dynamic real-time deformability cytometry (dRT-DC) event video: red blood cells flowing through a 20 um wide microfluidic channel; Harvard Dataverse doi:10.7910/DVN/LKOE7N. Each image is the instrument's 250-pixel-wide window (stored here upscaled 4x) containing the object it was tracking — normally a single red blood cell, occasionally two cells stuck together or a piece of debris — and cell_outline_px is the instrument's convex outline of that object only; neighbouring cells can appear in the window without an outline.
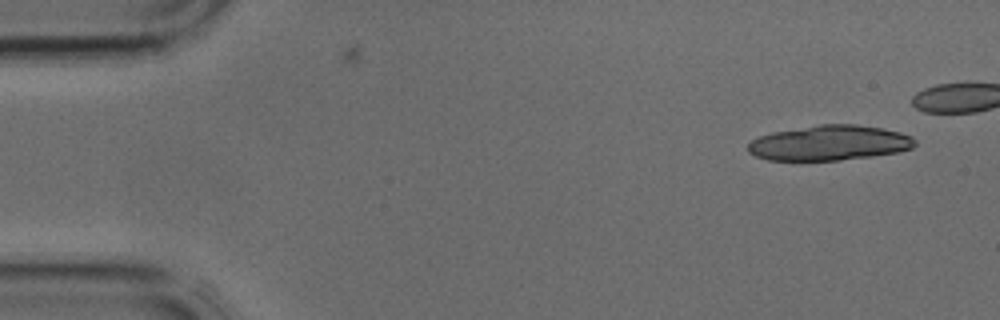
{"species": "common noctule bat (a hibernating species)", "species_latin": "Nyctalus noctula", "temperature_condition": "cold", "stored_images_in_passage": 5, "camera_frame_rate_fps": 3000, "um_per_image_px": 0.085, "animal": {"sex": "male", "body_mass_g": 17.9, "forearm_length_mm": 54.2}, "frame": {"image": 1, "passage_image": 1, "time_ms": 0.0, "image_size_px": [1000, 320], "cell_outline_px": [[916, 144], [912, 148], [900, 152], [872, 156], [840, 160], [768, 160], [756, 156], [748, 152], [748, 144], [752, 140], [760, 136], [772, 132], [820, 124], [856, 124], [880, 128], [900, 132], [912, 136], [916, 140]], "centroid_in_image_um": [70.53, 12.15], "position_along_channel_um": 14.5, "area_um2": 34.16}}